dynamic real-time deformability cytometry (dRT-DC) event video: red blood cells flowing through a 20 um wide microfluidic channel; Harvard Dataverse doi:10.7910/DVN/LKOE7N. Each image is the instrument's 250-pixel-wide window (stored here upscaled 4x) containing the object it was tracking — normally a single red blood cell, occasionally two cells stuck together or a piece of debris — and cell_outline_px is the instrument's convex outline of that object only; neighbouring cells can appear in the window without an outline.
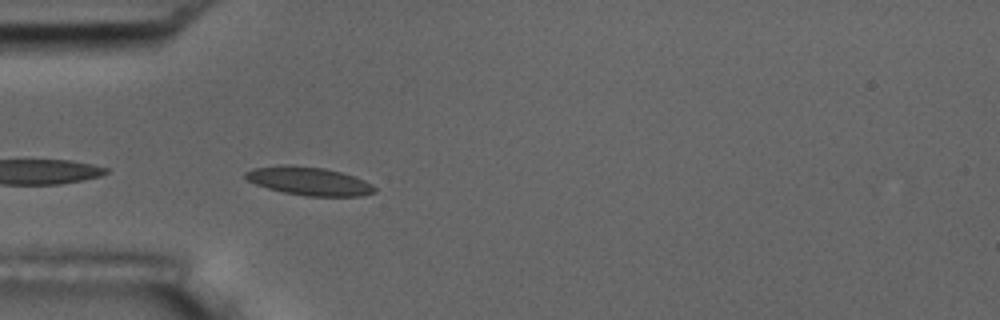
{"species": "common noctule bat (a hibernating species)", "species_latin": "Nyctalus noctula", "temperature_condition": "room temperature", "stored_images_in_passage": 4, "camera_frame_rate_fps": 3000, "um_per_image_px": 0.085, "animal": {"sex": "male", "body_mass_g": 17.5, "forearm_length_mm": 52.3}, "frame": {"image": 1, "passage_image": 4, "time_ms": 1.0, "image_size_px": [1000, 320], "cell_outline_px": [[376, 192], [360, 196], [304, 196], [284, 192], [268, 188], [256, 184], [248, 180], [244, 176], [244, 172], [252, 168], [284, 164], [292, 164], [324, 168], [340, 172], [364, 180], [372, 184], [376, 188]], "centroid_in_image_um": [26.24, 15.38], "position_along_channel_um": 58.8, "area_um2": 21.39}}